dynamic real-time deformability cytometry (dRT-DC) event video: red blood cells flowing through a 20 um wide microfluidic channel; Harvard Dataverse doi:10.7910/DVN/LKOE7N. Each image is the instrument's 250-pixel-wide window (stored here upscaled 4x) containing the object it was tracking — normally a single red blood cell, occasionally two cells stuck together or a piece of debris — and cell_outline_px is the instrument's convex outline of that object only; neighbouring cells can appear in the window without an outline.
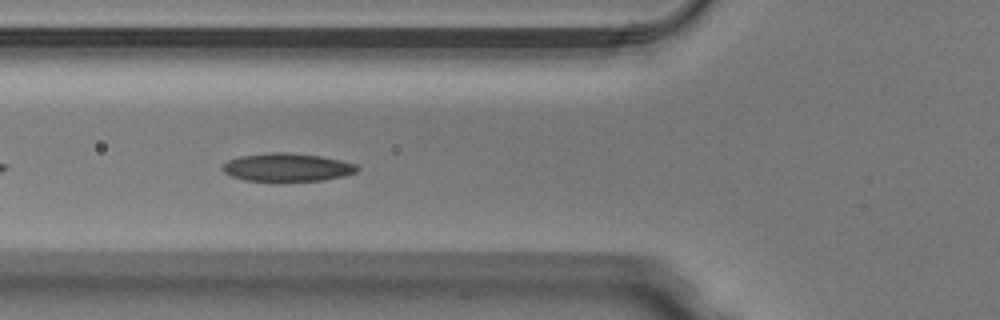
{"species": "Egyptian fruit bat (a non-hibernating species)", "species_latin": "Rousettus aegyptiacus", "temperature_condition": "warm", "stored_images_in_passage": 38, "segment_of_instrument_passage": [1, 2], "camera_frame_rate_fps": 3000, "um_per_image_px": 0.085, "animal": {"sex": "male"}, "frame": {"image": 1, "passage_image": 5, "time_ms": 1.333, "image_size_px": [1000, 320], "cell_outline_px": [[360, 168], [356, 172], [344, 176], [324, 180], [244, 180], [232, 176], [224, 172], [220, 168], [228, 160], [240, 156], [268, 152], [284, 152], [320, 156], [340, 160], [356, 164]], "centroid_in_image_um": [24.41, 14.21], "position_along_channel_um": 101.4, "area_um2": 21.85}}
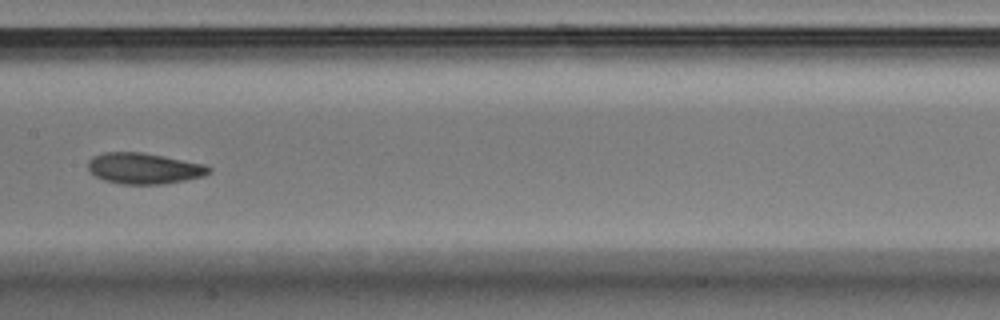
{"frame": {"image": 2, "passage_image": 12, "time_ms": 3.667, "image_size_px": [1000, 320], "cell_outline_px": [[212, 172], [204, 176], [184, 180], [160, 184], [124, 184], [104, 180], [96, 176], [88, 168], [88, 160], [92, 156], [104, 152], [140, 152], [204, 164], [212, 168]], "centroid_in_image_um": [12.24, 14.31], "position_along_channel_um": 195.2, "area_um2": 21.62}}
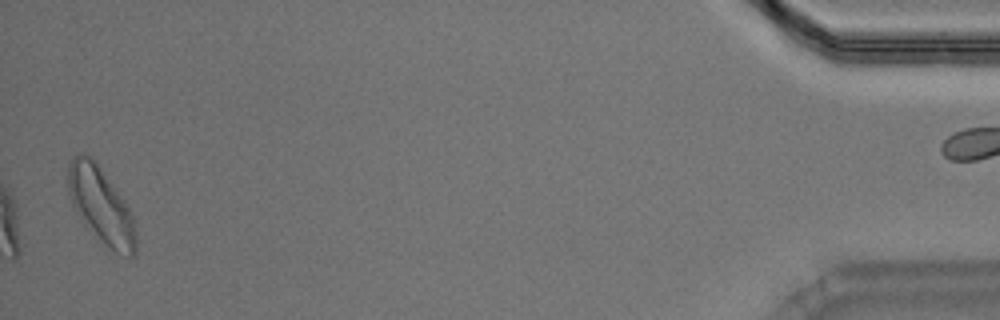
{"frame": {"image": 3, "passage_image": 36, "time_ms": 11.667, "image_size_px": [1000, 320], "cell_outline_px": [[136, 256], [128, 256], [116, 252], [84, 228], [68, 196], [68, 164], [76, 152], [84, 152], [96, 164], [112, 184], [124, 200], [132, 216], [136, 232]], "centroid_in_image_um": [8.54, 17.48], "position_along_channel_um": 426.7, "area_um2": 29.94}}